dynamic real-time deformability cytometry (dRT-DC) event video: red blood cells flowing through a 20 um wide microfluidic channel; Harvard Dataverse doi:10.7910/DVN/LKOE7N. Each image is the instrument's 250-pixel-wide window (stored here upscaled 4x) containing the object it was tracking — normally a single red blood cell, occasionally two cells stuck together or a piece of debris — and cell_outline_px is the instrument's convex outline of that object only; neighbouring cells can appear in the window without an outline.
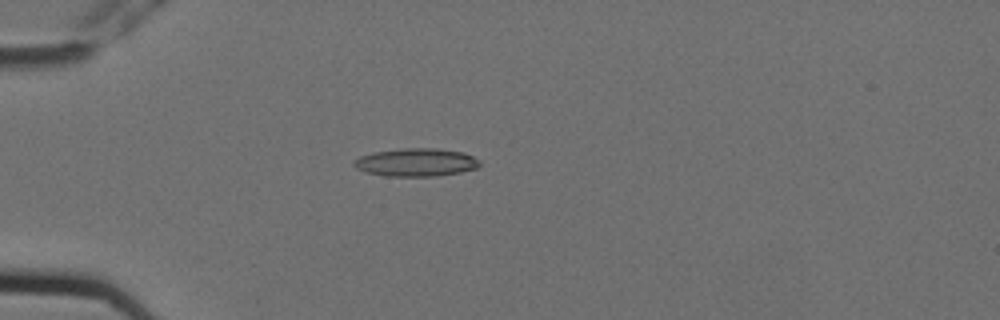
{"species": "Egyptian fruit bat (a non-hibernating species)", "species_latin": "Rousettus aegyptiacus", "temperature_condition": "cold", "stored_images_in_passage": 7, "camera_frame_rate_fps": 3000, "um_per_image_px": 0.085, "animal": {"sex": "female"}, "frame": {"image": 1, "passage_image": 5, "time_ms": 1.333, "image_size_px": [1000, 320], "cell_outline_px": [[480, 164], [476, 168], [460, 172], [432, 176], [384, 176], [364, 172], [356, 168], [352, 164], [352, 160], [360, 156], [372, 152], [404, 148], [436, 148], [464, 152], [480, 160]], "centroid_in_image_um": [35.32, 13.79], "position_along_channel_um": 49.7, "area_um2": 20.69}}
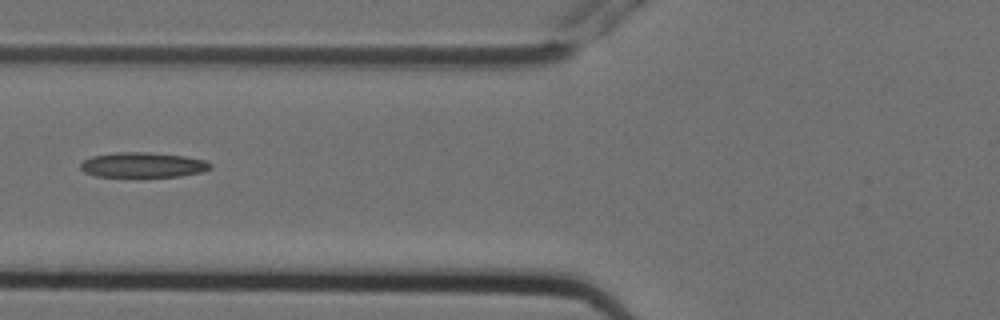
{"frame": {"image": 2, "passage_image": 7, "time_ms": 2.0, "image_size_px": [1000, 320], "cell_outline_px": [[212, 168], [200, 172], [180, 176], [96, 176], [84, 172], [80, 168], [80, 164], [84, 160], [92, 156], [116, 152], [144, 152], [184, 156], [204, 160], [212, 164]], "centroid_in_image_um": [12.13, 14.01], "position_along_channel_um": 113.7, "area_um2": 18.73}}